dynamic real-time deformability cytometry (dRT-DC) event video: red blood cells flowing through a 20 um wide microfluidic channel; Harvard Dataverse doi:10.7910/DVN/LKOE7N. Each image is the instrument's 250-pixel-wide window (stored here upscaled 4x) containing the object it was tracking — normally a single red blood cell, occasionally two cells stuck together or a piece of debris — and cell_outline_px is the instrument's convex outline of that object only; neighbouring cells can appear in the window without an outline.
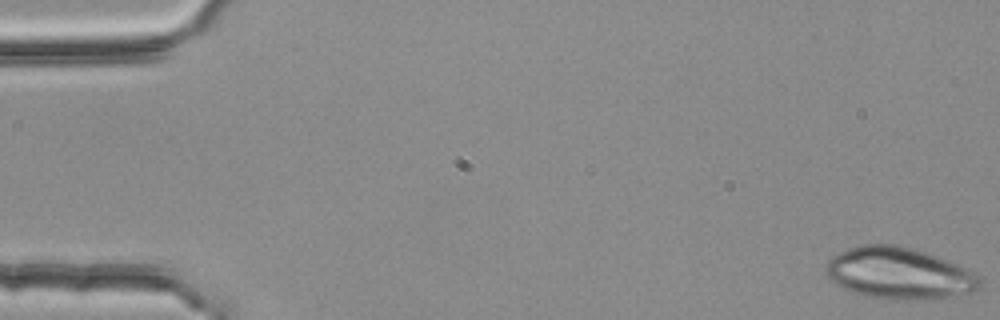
{"species": "common noctule bat (a hibernating species)", "species_latin": "Nyctalus noctula", "temperature_condition": "room temperature", "stored_images_in_passage": 52, "camera_frame_rate_fps": 3000, "um_per_image_px": 0.085, "animal": {"sex": "female", "body_mass_g": 25.1}, "frame": {"image": 1, "passage_image": 1, "time_ms": 0.0, "image_size_px": [1000, 320], "cell_outline_px": [[984, 280], [980, 288], [976, 292], [936, 300], [888, 300], [864, 296], [852, 292], [836, 284], [828, 276], [824, 268], [824, 264], [832, 256], [848, 248], [860, 244], [900, 244], [936, 256], [968, 268], [980, 276]], "centroid_in_image_um": [76.47, 23.25], "position_along_channel_um": 8.5, "area_um2": 47.45}}
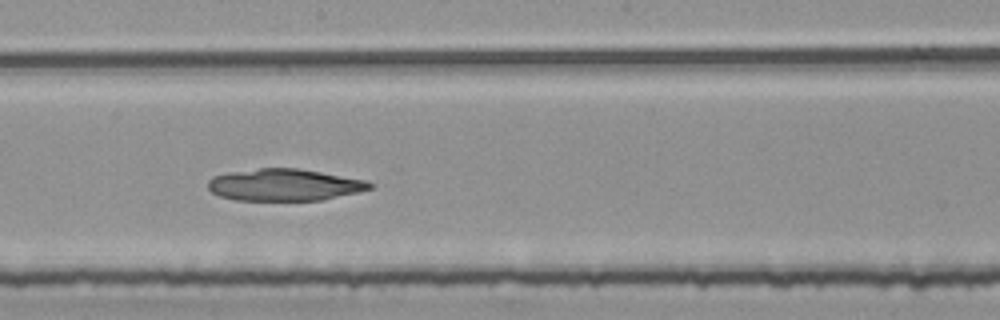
{"frame": {"image": 2, "passage_image": 30, "time_ms": 9.667, "image_size_px": [1000, 320], "cell_outline_px": [[376, 188], [324, 200], [236, 200], [220, 196], [212, 192], [208, 188], [208, 180], [212, 176], [232, 172], [260, 168], [296, 168], [368, 180], [376, 184]], "centroid_in_image_um": [24.24, 15.72], "position_along_channel_um": 224.0, "area_um2": 30.23}}
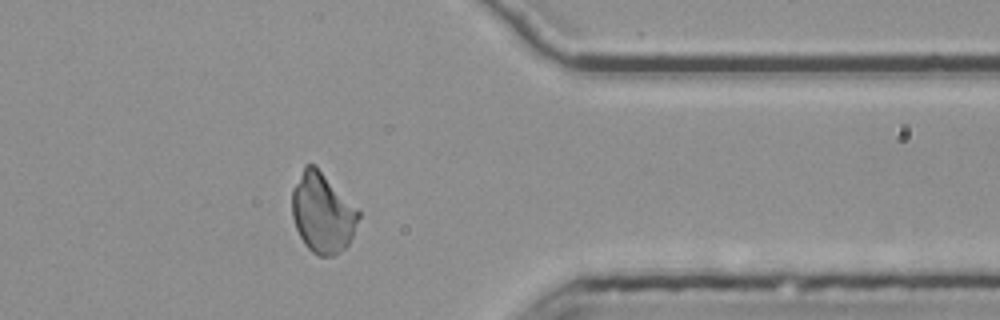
{"frame": {"image": 3, "passage_image": 44, "time_ms": 14.333, "image_size_px": [1000, 320], "cell_outline_px": [[360, 216], [352, 236], [348, 244], [336, 256], [320, 256], [312, 252], [304, 244], [296, 228], [292, 216], [292, 188], [304, 164], [316, 164], [360, 212]], "centroid_in_image_um": [27.39, 18.08], "position_along_channel_um": 384.0, "area_um2": 31.1}}